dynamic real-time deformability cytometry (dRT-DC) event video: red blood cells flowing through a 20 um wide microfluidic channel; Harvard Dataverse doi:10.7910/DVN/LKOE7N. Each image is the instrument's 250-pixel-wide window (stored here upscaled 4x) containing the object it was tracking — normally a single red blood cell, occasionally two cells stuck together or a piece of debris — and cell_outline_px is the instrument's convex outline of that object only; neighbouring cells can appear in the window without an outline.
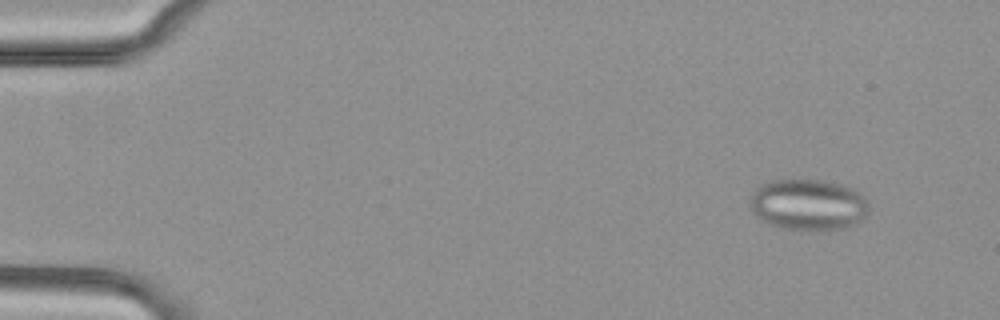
{"species": "common noctule bat (a hibernating species)", "species_latin": "Nyctalus noctula", "temperature_condition": "cold", "stored_images_in_passage": 15, "camera_frame_rate_fps": 3000, "um_per_image_px": 0.085, "animal": {"sex": "female", "body_mass_g": 29.2, "forearm_length_mm": 56.3}, "frame": {"image": 1, "passage_image": 1, "time_ms": 0.0, "image_size_px": [1000, 320], "cell_outline_px": [[868, 212], [856, 224], [844, 228], [780, 228], [768, 224], [760, 220], [752, 212], [752, 192], [756, 188], [772, 180], [824, 180], [840, 184], [864, 196], [868, 204]], "centroid_in_image_um": [68.68, 17.38], "position_along_channel_um": 16.3, "area_um2": 34.68}}